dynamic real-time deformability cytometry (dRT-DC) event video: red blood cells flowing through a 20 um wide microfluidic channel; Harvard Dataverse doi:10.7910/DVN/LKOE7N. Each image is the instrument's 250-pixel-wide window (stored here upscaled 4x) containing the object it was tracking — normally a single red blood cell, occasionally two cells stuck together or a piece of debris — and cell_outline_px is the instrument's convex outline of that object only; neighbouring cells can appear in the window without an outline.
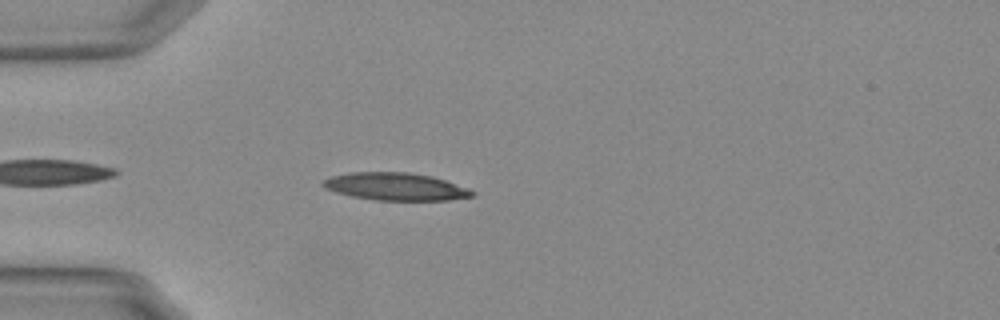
{"species": "Egyptian fruit bat (a non-hibernating species)", "species_latin": "Rousettus aegyptiacus", "temperature_condition": "warm", "stored_images_in_passage": 25, "camera_frame_rate_fps": 3000, "um_per_image_px": 0.085, "animal": {"sex": "female"}, "frame": {"image": 1, "passage_image": 4, "time_ms": 1.0, "image_size_px": [1000, 320], "cell_outline_px": [[476, 196], [448, 200], [376, 200], [352, 196], [336, 192], [320, 184], [324, 180], [332, 176], [352, 172], [408, 172], [432, 176], [468, 188], [476, 192]], "centroid_in_image_um": [33.67, 15.86], "position_along_channel_um": 51.3, "area_um2": 23.81}}
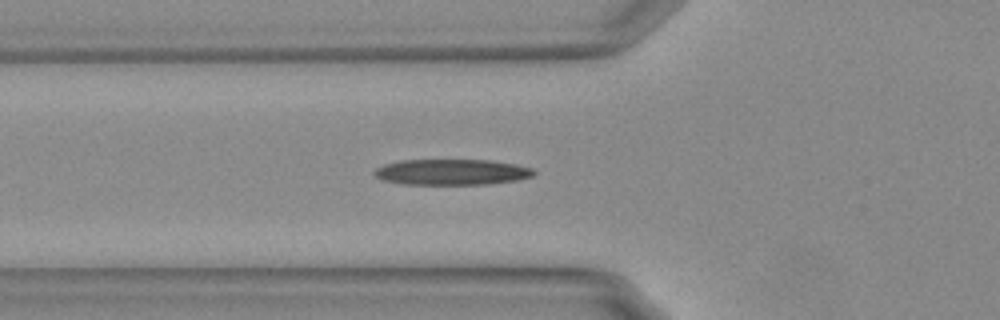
{"frame": {"image": 2, "passage_image": 8, "time_ms": 2.333, "image_size_px": [1000, 320], "cell_outline_px": [[536, 172], [532, 176], [516, 180], [488, 184], [404, 184], [384, 180], [376, 176], [372, 172], [376, 168], [384, 164], [400, 160], [488, 160], [516, 164], [532, 168]], "centroid_in_image_um": [38.39, 14.62], "position_along_channel_um": 87.4, "area_um2": 23.87}}
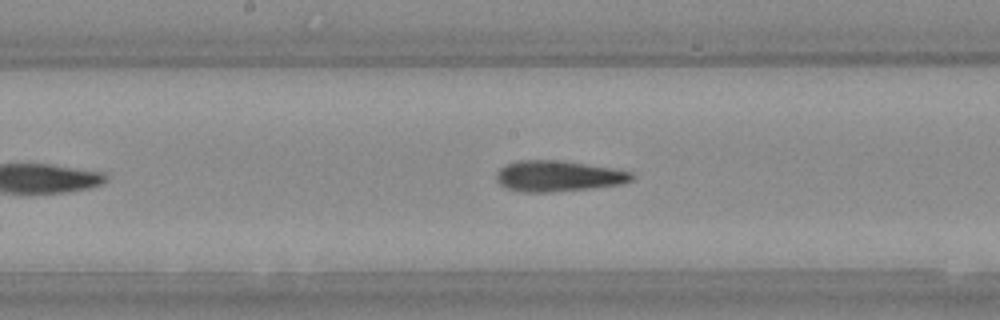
{"frame": {"image": 3, "passage_image": 17, "time_ms": 5.333, "image_size_px": [1000, 320], "cell_outline_px": [[632, 180], [620, 184], [588, 188], [548, 192], [520, 192], [508, 188], [500, 184], [496, 180], [496, 172], [504, 164], [516, 160], [560, 160], [612, 168], [632, 172]], "centroid_in_image_um": [47.38, 14.95], "position_along_channel_um": 200.8, "area_um2": 24.22}}